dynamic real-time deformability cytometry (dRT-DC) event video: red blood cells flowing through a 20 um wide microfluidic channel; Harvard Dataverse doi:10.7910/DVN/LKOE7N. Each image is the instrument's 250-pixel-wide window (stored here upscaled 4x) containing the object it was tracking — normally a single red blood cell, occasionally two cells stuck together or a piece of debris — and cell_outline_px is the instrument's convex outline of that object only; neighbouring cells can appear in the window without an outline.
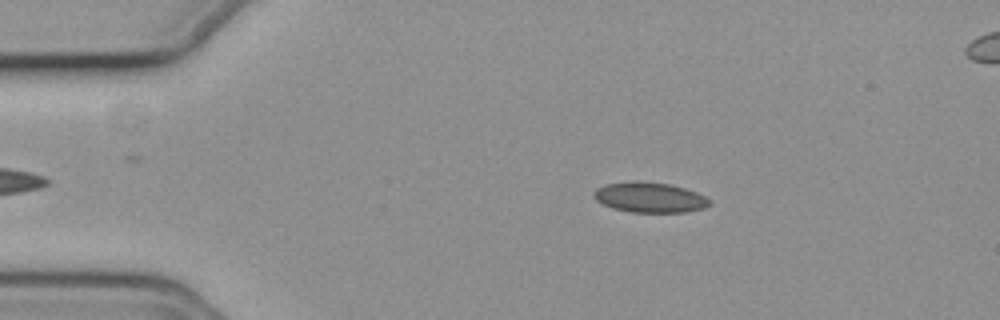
{"species": "common noctule bat (a hibernating species)", "species_latin": "Nyctalus noctula", "temperature_condition": "cold", "stored_images_in_passage": 46, "camera_frame_rate_fps": 3000, "um_per_image_px": 0.085, "animal": {"sex": "female", "body_mass_g": 19.3, "forearm_length_mm": 54.1}, "frame": {"image": 1, "passage_image": 9, "time_ms": 2.667, "image_size_px": [1000, 320], "cell_outline_px": [[712, 204], [704, 208], [684, 212], [632, 212], [612, 208], [596, 200], [592, 196], [596, 188], [604, 184], [632, 180], [636, 180], [668, 184], [684, 188], [696, 192], [712, 200]], "centroid_in_image_um": [55.21, 16.77], "position_along_channel_um": 29.8, "area_um2": 20.52}}
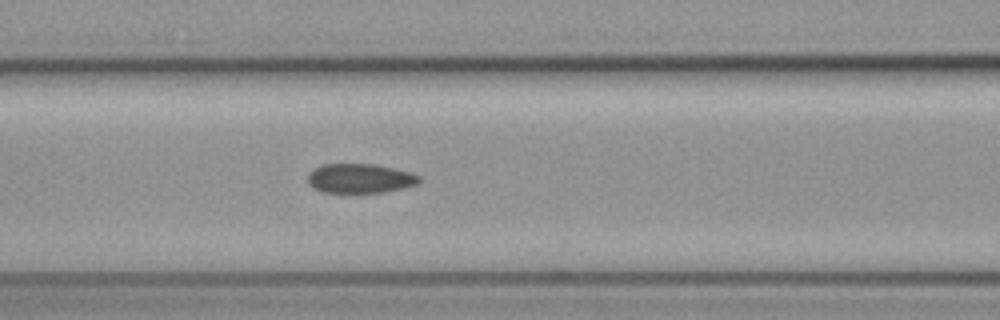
{"frame": {"image": 2, "passage_image": 22, "time_ms": 7.0, "image_size_px": [1000, 320], "cell_outline_px": [[420, 184], [404, 188], [384, 192], [320, 192], [312, 188], [308, 184], [308, 172], [324, 164], [372, 164], [392, 168], [408, 172], [420, 176]], "centroid_in_image_um": [30.58, 15.17], "position_along_channel_um": 136.0, "area_um2": 19.07}}
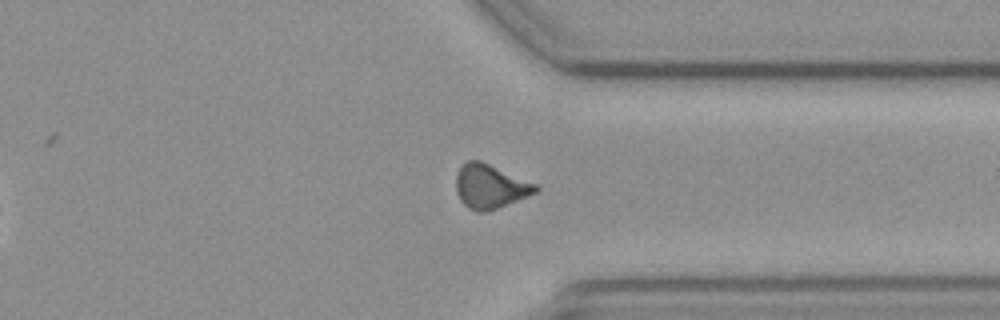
{"frame": {"image": 3, "passage_image": 41, "time_ms": 13.333, "image_size_px": [1000, 320], "cell_outline_px": [[540, 188], [536, 192], [528, 196], [488, 212], [480, 212], [468, 208], [460, 200], [456, 192], [456, 172], [468, 160], [480, 160], [536, 184]], "centroid_in_image_um": [41.64, 15.86], "position_along_channel_um": 369.8, "area_um2": 20.35}, "authors_computed_cell_mechanics": {"area_um2": 20.0566, "velocity_mm_per_s": 3.7118, "shape_relaxation_time_tau1_ms": 10.0783, "shape_relaxation_time_tau2_ms": 3.2838, "deformation_change_tau1": 0.1497, "deformation_change_tau2": 0.0911}}